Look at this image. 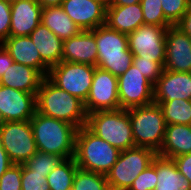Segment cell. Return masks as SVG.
Wrapping results in <instances>:
<instances>
[{"instance_id": "cell-44", "label": "cell", "mask_w": 191, "mask_h": 190, "mask_svg": "<svg viewBox=\"0 0 191 190\" xmlns=\"http://www.w3.org/2000/svg\"><path fill=\"white\" fill-rule=\"evenodd\" d=\"M3 123V120H2V115H1V112H0V125Z\"/></svg>"}, {"instance_id": "cell-45", "label": "cell", "mask_w": 191, "mask_h": 190, "mask_svg": "<svg viewBox=\"0 0 191 190\" xmlns=\"http://www.w3.org/2000/svg\"><path fill=\"white\" fill-rule=\"evenodd\" d=\"M10 3H12V2H15V1H19V0H8Z\"/></svg>"}, {"instance_id": "cell-32", "label": "cell", "mask_w": 191, "mask_h": 190, "mask_svg": "<svg viewBox=\"0 0 191 190\" xmlns=\"http://www.w3.org/2000/svg\"><path fill=\"white\" fill-rule=\"evenodd\" d=\"M21 190H50L47 175L35 173L22 164Z\"/></svg>"}, {"instance_id": "cell-42", "label": "cell", "mask_w": 191, "mask_h": 190, "mask_svg": "<svg viewBox=\"0 0 191 190\" xmlns=\"http://www.w3.org/2000/svg\"><path fill=\"white\" fill-rule=\"evenodd\" d=\"M136 3H141V0H113L111 5L125 6V5H131Z\"/></svg>"}, {"instance_id": "cell-15", "label": "cell", "mask_w": 191, "mask_h": 190, "mask_svg": "<svg viewBox=\"0 0 191 190\" xmlns=\"http://www.w3.org/2000/svg\"><path fill=\"white\" fill-rule=\"evenodd\" d=\"M64 12L82 30H93L106 22V6L96 0H64Z\"/></svg>"}, {"instance_id": "cell-24", "label": "cell", "mask_w": 191, "mask_h": 190, "mask_svg": "<svg viewBox=\"0 0 191 190\" xmlns=\"http://www.w3.org/2000/svg\"><path fill=\"white\" fill-rule=\"evenodd\" d=\"M157 182L154 190H191V183L171 158L156 155Z\"/></svg>"}, {"instance_id": "cell-17", "label": "cell", "mask_w": 191, "mask_h": 190, "mask_svg": "<svg viewBox=\"0 0 191 190\" xmlns=\"http://www.w3.org/2000/svg\"><path fill=\"white\" fill-rule=\"evenodd\" d=\"M42 6L37 0H19L11 3L9 37L29 36L41 23Z\"/></svg>"}, {"instance_id": "cell-33", "label": "cell", "mask_w": 191, "mask_h": 190, "mask_svg": "<svg viewBox=\"0 0 191 190\" xmlns=\"http://www.w3.org/2000/svg\"><path fill=\"white\" fill-rule=\"evenodd\" d=\"M157 182L156 156L152 163L133 181L128 190H154Z\"/></svg>"}, {"instance_id": "cell-31", "label": "cell", "mask_w": 191, "mask_h": 190, "mask_svg": "<svg viewBox=\"0 0 191 190\" xmlns=\"http://www.w3.org/2000/svg\"><path fill=\"white\" fill-rule=\"evenodd\" d=\"M165 18L175 25L187 12L191 0H160Z\"/></svg>"}, {"instance_id": "cell-37", "label": "cell", "mask_w": 191, "mask_h": 190, "mask_svg": "<svg viewBox=\"0 0 191 190\" xmlns=\"http://www.w3.org/2000/svg\"><path fill=\"white\" fill-rule=\"evenodd\" d=\"M178 170L191 183V153L173 158Z\"/></svg>"}, {"instance_id": "cell-43", "label": "cell", "mask_w": 191, "mask_h": 190, "mask_svg": "<svg viewBox=\"0 0 191 190\" xmlns=\"http://www.w3.org/2000/svg\"><path fill=\"white\" fill-rule=\"evenodd\" d=\"M99 1L100 3H102L104 6L109 7L111 6L113 0H96Z\"/></svg>"}, {"instance_id": "cell-9", "label": "cell", "mask_w": 191, "mask_h": 190, "mask_svg": "<svg viewBox=\"0 0 191 190\" xmlns=\"http://www.w3.org/2000/svg\"><path fill=\"white\" fill-rule=\"evenodd\" d=\"M0 144L13 164H24L37 152L29 121H6L0 125Z\"/></svg>"}, {"instance_id": "cell-18", "label": "cell", "mask_w": 191, "mask_h": 190, "mask_svg": "<svg viewBox=\"0 0 191 190\" xmlns=\"http://www.w3.org/2000/svg\"><path fill=\"white\" fill-rule=\"evenodd\" d=\"M97 56L95 29L82 30L76 36L63 41L62 61L97 66Z\"/></svg>"}, {"instance_id": "cell-27", "label": "cell", "mask_w": 191, "mask_h": 190, "mask_svg": "<svg viewBox=\"0 0 191 190\" xmlns=\"http://www.w3.org/2000/svg\"><path fill=\"white\" fill-rule=\"evenodd\" d=\"M163 113L167 125H191V101L174 99L172 101H154Z\"/></svg>"}, {"instance_id": "cell-40", "label": "cell", "mask_w": 191, "mask_h": 190, "mask_svg": "<svg viewBox=\"0 0 191 190\" xmlns=\"http://www.w3.org/2000/svg\"><path fill=\"white\" fill-rule=\"evenodd\" d=\"M13 165L12 161L7 155V152L0 144V177L6 172V170Z\"/></svg>"}, {"instance_id": "cell-11", "label": "cell", "mask_w": 191, "mask_h": 190, "mask_svg": "<svg viewBox=\"0 0 191 190\" xmlns=\"http://www.w3.org/2000/svg\"><path fill=\"white\" fill-rule=\"evenodd\" d=\"M84 106L87 114L120 109L118 78L96 66Z\"/></svg>"}, {"instance_id": "cell-22", "label": "cell", "mask_w": 191, "mask_h": 190, "mask_svg": "<svg viewBox=\"0 0 191 190\" xmlns=\"http://www.w3.org/2000/svg\"><path fill=\"white\" fill-rule=\"evenodd\" d=\"M41 59L51 68L62 62L63 40L40 23L29 35Z\"/></svg>"}, {"instance_id": "cell-38", "label": "cell", "mask_w": 191, "mask_h": 190, "mask_svg": "<svg viewBox=\"0 0 191 190\" xmlns=\"http://www.w3.org/2000/svg\"><path fill=\"white\" fill-rule=\"evenodd\" d=\"M14 63L9 52L0 44V78L5 74L6 70Z\"/></svg>"}, {"instance_id": "cell-10", "label": "cell", "mask_w": 191, "mask_h": 190, "mask_svg": "<svg viewBox=\"0 0 191 190\" xmlns=\"http://www.w3.org/2000/svg\"><path fill=\"white\" fill-rule=\"evenodd\" d=\"M168 27L144 24L128 34V48L133 57H142L164 66L165 36Z\"/></svg>"}, {"instance_id": "cell-5", "label": "cell", "mask_w": 191, "mask_h": 190, "mask_svg": "<svg viewBox=\"0 0 191 190\" xmlns=\"http://www.w3.org/2000/svg\"><path fill=\"white\" fill-rule=\"evenodd\" d=\"M86 127L119 151L135 147L127 109L89 113Z\"/></svg>"}, {"instance_id": "cell-34", "label": "cell", "mask_w": 191, "mask_h": 190, "mask_svg": "<svg viewBox=\"0 0 191 190\" xmlns=\"http://www.w3.org/2000/svg\"><path fill=\"white\" fill-rule=\"evenodd\" d=\"M132 64L136 67L142 75L146 77L153 85L159 79L164 70L159 62L142 59V57H133Z\"/></svg>"}, {"instance_id": "cell-29", "label": "cell", "mask_w": 191, "mask_h": 190, "mask_svg": "<svg viewBox=\"0 0 191 190\" xmlns=\"http://www.w3.org/2000/svg\"><path fill=\"white\" fill-rule=\"evenodd\" d=\"M61 160L58 155L37 151L23 165L27 169L35 171V173L46 174L48 176Z\"/></svg>"}, {"instance_id": "cell-39", "label": "cell", "mask_w": 191, "mask_h": 190, "mask_svg": "<svg viewBox=\"0 0 191 190\" xmlns=\"http://www.w3.org/2000/svg\"><path fill=\"white\" fill-rule=\"evenodd\" d=\"M175 26L191 39V5Z\"/></svg>"}, {"instance_id": "cell-16", "label": "cell", "mask_w": 191, "mask_h": 190, "mask_svg": "<svg viewBox=\"0 0 191 190\" xmlns=\"http://www.w3.org/2000/svg\"><path fill=\"white\" fill-rule=\"evenodd\" d=\"M191 101V72L163 70L154 84V101Z\"/></svg>"}, {"instance_id": "cell-13", "label": "cell", "mask_w": 191, "mask_h": 190, "mask_svg": "<svg viewBox=\"0 0 191 190\" xmlns=\"http://www.w3.org/2000/svg\"><path fill=\"white\" fill-rule=\"evenodd\" d=\"M37 93H26L0 85V112L3 122L29 121L37 111Z\"/></svg>"}, {"instance_id": "cell-12", "label": "cell", "mask_w": 191, "mask_h": 190, "mask_svg": "<svg viewBox=\"0 0 191 190\" xmlns=\"http://www.w3.org/2000/svg\"><path fill=\"white\" fill-rule=\"evenodd\" d=\"M118 98L121 109L151 104L154 102V85L132 64L118 77Z\"/></svg>"}, {"instance_id": "cell-19", "label": "cell", "mask_w": 191, "mask_h": 190, "mask_svg": "<svg viewBox=\"0 0 191 190\" xmlns=\"http://www.w3.org/2000/svg\"><path fill=\"white\" fill-rule=\"evenodd\" d=\"M2 45L15 63L37 69L47 77L50 67L41 59L39 51L29 36L8 37Z\"/></svg>"}, {"instance_id": "cell-23", "label": "cell", "mask_w": 191, "mask_h": 190, "mask_svg": "<svg viewBox=\"0 0 191 190\" xmlns=\"http://www.w3.org/2000/svg\"><path fill=\"white\" fill-rule=\"evenodd\" d=\"M191 153V125H166L165 137L158 155L175 158Z\"/></svg>"}, {"instance_id": "cell-1", "label": "cell", "mask_w": 191, "mask_h": 190, "mask_svg": "<svg viewBox=\"0 0 191 190\" xmlns=\"http://www.w3.org/2000/svg\"><path fill=\"white\" fill-rule=\"evenodd\" d=\"M37 151L58 155L62 160L75 155L78 128L60 120L44 116L37 111L30 120Z\"/></svg>"}, {"instance_id": "cell-4", "label": "cell", "mask_w": 191, "mask_h": 190, "mask_svg": "<svg viewBox=\"0 0 191 190\" xmlns=\"http://www.w3.org/2000/svg\"><path fill=\"white\" fill-rule=\"evenodd\" d=\"M95 40L98 50L97 67L109 71L117 78L131 67L133 54L128 48L126 34L104 24L95 28Z\"/></svg>"}, {"instance_id": "cell-7", "label": "cell", "mask_w": 191, "mask_h": 190, "mask_svg": "<svg viewBox=\"0 0 191 190\" xmlns=\"http://www.w3.org/2000/svg\"><path fill=\"white\" fill-rule=\"evenodd\" d=\"M157 153L147 147L135 146L120 151L116 163L106 174L111 190H128L137 176L153 161Z\"/></svg>"}, {"instance_id": "cell-28", "label": "cell", "mask_w": 191, "mask_h": 190, "mask_svg": "<svg viewBox=\"0 0 191 190\" xmlns=\"http://www.w3.org/2000/svg\"><path fill=\"white\" fill-rule=\"evenodd\" d=\"M72 190H111L106 175L77 168Z\"/></svg>"}, {"instance_id": "cell-25", "label": "cell", "mask_w": 191, "mask_h": 190, "mask_svg": "<svg viewBox=\"0 0 191 190\" xmlns=\"http://www.w3.org/2000/svg\"><path fill=\"white\" fill-rule=\"evenodd\" d=\"M41 23L63 41L82 31L61 6L42 7Z\"/></svg>"}, {"instance_id": "cell-35", "label": "cell", "mask_w": 191, "mask_h": 190, "mask_svg": "<svg viewBox=\"0 0 191 190\" xmlns=\"http://www.w3.org/2000/svg\"><path fill=\"white\" fill-rule=\"evenodd\" d=\"M22 164L11 165L0 177V190H21Z\"/></svg>"}, {"instance_id": "cell-2", "label": "cell", "mask_w": 191, "mask_h": 190, "mask_svg": "<svg viewBox=\"0 0 191 190\" xmlns=\"http://www.w3.org/2000/svg\"><path fill=\"white\" fill-rule=\"evenodd\" d=\"M37 112L66 121L76 128L86 126L87 112L84 102L54 85L44 77L36 95Z\"/></svg>"}, {"instance_id": "cell-20", "label": "cell", "mask_w": 191, "mask_h": 190, "mask_svg": "<svg viewBox=\"0 0 191 190\" xmlns=\"http://www.w3.org/2000/svg\"><path fill=\"white\" fill-rule=\"evenodd\" d=\"M105 24L109 28L126 35L134 32L138 27L144 25L141 3L107 7Z\"/></svg>"}, {"instance_id": "cell-6", "label": "cell", "mask_w": 191, "mask_h": 190, "mask_svg": "<svg viewBox=\"0 0 191 190\" xmlns=\"http://www.w3.org/2000/svg\"><path fill=\"white\" fill-rule=\"evenodd\" d=\"M127 110L135 146L151 148L157 153L162 147L167 125L160 106L153 102Z\"/></svg>"}, {"instance_id": "cell-41", "label": "cell", "mask_w": 191, "mask_h": 190, "mask_svg": "<svg viewBox=\"0 0 191 190\" xmlns=\"http://www.w3.org/2000/svg\"><path fill=\"white\" fill-rule=\"evenodd\" d=\"M42 7L61 6L64 0H37Z\"/></svg>"}, {"instance_id": "cell-3", "label": "cell", "mask_w": 191, "mask_h": 190, "mask_svg": "<svg viewBox=\"0 0 191 190\" xmlns=\"http://www.w3.org/2000/svg\"><path fill=\"white\" fill-rule=\"evenodd\" d=\"M119 154L117 148L96 136L86 126L78 129L74 155L78 168L106 175Z\"/></svg>"}, {"instance_id": "cell-26", "label": "cell", "mask_w": 191, "mask_h": 190, "mask_svg": "<svg viewBox=\"0 0 191 190\" xmlns=\"http://www.w3.org/2000/svg\"><path fill=\"white\" fill-rule=\"evenodd\" d=\"M77 168L74 157L61 160L47 176L50 190L72 189Z\"/></svg>"}, {"instance_id": "cell-36", "label": "cell", "mask_w": 191, "mask_h": 190, "mask_svg": "<svg viewBox=\"0 0 191 190\" xmlns=\"http://www.w3.org/2000/svg\"><path fill=\"white\" fill-rule=\"evenodd\" d=\"M11 25V3L8 0H0V44L8 37Z\"/></svg>"}, {"instance_id": "cell-8", "label": "cell", "mask_w": 191, "mask_h": 190, "mask_svg": "<svg viewBox=\"0 0 191 190\" xmlns=\"http://www.w3.org/2000/svg\"><path fill=\"white\" fill-rule=\"evenodd\" d=\"M95 67L86 63L62 61L49 69L47 78L57 87L85 103Z\"/></svg>"}, {"instance_id": "cell-30", "label": "cell", "mask_w": 191, "mask_h": 190, "mask_svg": "<svg viewBox=\"0 0 191 190\" xmlns=\"http://www.w3.org/2000/svg\"><path fill=\"white\" fill-rule=\"evenodd\" d=\"M145 25L171 26L165 18L160 0H141Z\"/></svg>"}, {"instance_id": "cell-14", "label": "cell", "mask_w": 191, "mask_h": 190, "mask_svg": "<svg viewBox=\"0 0 191 190\" xmlns=\"http://www.w3.org/2000/svg\"><path fill=\"white\" fill-rule=\"evenodd\" d=\"M163 68L173 72H191V39L175 25L167 28Z\"/></svg>"}, {"instance_id": "cell-21", "label": "cell", "mask_w": 191, "mask_h": 190, "mask_svg": "<svg viewBox=\"0 0 191 190\" xmlns=\"http://www.w3.org/2000/svg\"><path fill=\"white\" fill-rule=\"evenodd\" d=\"M43 78L37 69L14 62L0 78V85L26 93H37Z\"/></svg>"}]
</instances>
